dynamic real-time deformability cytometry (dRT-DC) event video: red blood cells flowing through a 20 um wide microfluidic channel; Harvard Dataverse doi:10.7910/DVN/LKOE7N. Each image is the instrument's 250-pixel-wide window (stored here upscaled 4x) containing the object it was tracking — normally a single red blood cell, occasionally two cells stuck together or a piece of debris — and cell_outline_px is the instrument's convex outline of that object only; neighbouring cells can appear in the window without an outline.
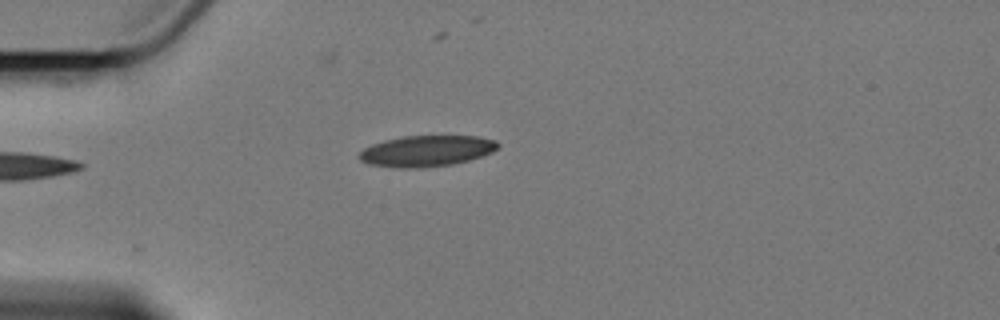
{"species": "Egyptian fruit bat (a non-hibernating species)", "species_latin": "Rousettus aegyptiacus", "temperature_condition": "cold", "stored_images_in_passage": 5, "camera_frame_rate_fps": 3000, "um_per_image_px": 0.085, "animal": {"sex": "female"}, "frame": {"image": 1, "passage_image": 5, "time_ms": 4.667, "image_size_px": [1000, 320], "cell_outline_px": [[500, 144], [492, 152], [468, 160], [452, 164], [424, 168], [400, 168], [368, 164], [360, 160], [360, 152], [364, 148], [372, 144], [384, 140], [404, 136], [480, 136], [496, 140]], "centroid_in_image_um": [36.26, 12.83], "position_along_channel_um": 48.7, "area_um2": 25.03}}